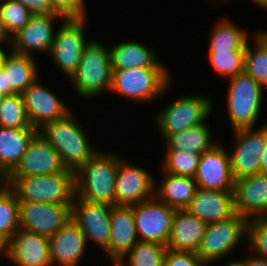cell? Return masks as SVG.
Listing matches in <instances>:
<instances>
[{
	"instance_id": "obj_1",
	"label": "cell",
	"mask_w": 267,
	"mask_h": 266,
	"mask_svg": "<svg viewBox=\"0 0 267 266\" xmlns=\"http://www.w3.org/2000/svg\"><path fill=\"white\" fill-rule=\"evenodd\" d=\"M119 157L96 152L74 172L75 195L83 200L115 205Z\"/></svg>"
},
{
	"instance_id": "obj_2",
	"label": "cell",
	"mask_w": 267,
	"mask_h": 266,
	"mask_svg": "<svg viewBox=\"0 0 267 266\" xmlns=\"http://www.w3.org/2000/svg\"><path fill=\"white\" fill-rule=\"evenodd\" d=\"M2 183L16 193L19 202L72 204L75 196L74 171L5 177Z\"/></svg>"
},
{
	"instance_id": "obj_3",
	"label": "cell",
	"mask_w": 267,
	"mask_h": 266,
	"mask_svg": "<svg viewBox=\"0 0 267 266\" xmlns=\"http://www.w3.org/2000/svg\"><path fill=\"white\" fill-rule=\"evenodd\" d=\"M74 118L69 112L64 118L47 122L38 132L58 152L66 169L75 172L97 150L89 145L85 132Z\"/></svg>"
},
{
	"instance_id": "obj_4",
	"label": "cell",
	"mask_w": 267,
	"mask_h": 266,
	"mask_svg": "<svg viewBox=\"0 0 267 266\" xmlns=\"http://www.w3.org/2000/svg\"><path fill=\"white\" fill-rule=\"evenodd\" d=\"M112 93L138 102H150L168 89L170 78L165 67H136L112 70Z\"/></svg>"
},
{
	"instance_id": "obj_5",
	"label": "cell",
	"mask_w": 267,
	"mask_h": 266,
	"mask_svg": "<svg viewBox=\"0 0 267 266\" xmlns=\"http://www.w3.org/2000/svg\"><path fill=\"white\" fill-rule=\"evenodd\" d=\"M113 71L109 50L95 41L87 42L76 72L70 80L83 97H94L112 88Z\"/></svg>"
},
{
	"instance_id": "obj_6",
	"label": "cell",
	"mask_w": 267,
	"mask_h": 266,
	"mask_svg": "<svg viewBox=\"0 0 267 266\" xmlns=\"http://www.w3.org/2000/svg\"><path fill=\"white\" fill-rule=\"evenodd\" d=\"M229 80L226 104L233 130L254 128L261 111L263 87L245 72Z\"/></svg>"
},
{
	"instance_id": "obj_7",
	"label": "cell",
	"mask_w": 267,
	"mask_h": 266,
	"mask_svg": "<svg viewBox=\"0 0 267 266\" xmlns=\"http://www.w3.org/2000/svg\"><path fill=\"white\" fill-rule=\"evenodd\" d=\"M212 111V105L203 95H190L173 101L155 117L162 138L182 132L203 123Z\"/></svg>"
},
{
	"instance_id": "obj_8",
	"label": "cell",
	"mask_w": 267,
	"mask_h": 266,
	"mask_svg": "<svg viewBox=\"0 0 267 266\" xmlns=\"http://www.w3.org/2000/svg\"><path fill=\"white\" fill-rule=\"evenodd\" d=\"M139 241L155 242L167 246L176 209L164 202L151 199L132 205Z\"/></svg>"
},
{
	"instance_id": "obj_9",
	"label": "cell",
	"mask_w": 267,
	"mask_h": 266,
	"mask_svg": "<svg viewBox=\"0 0 267 266\" xmlns=\"http://www.w3.org/2000/svg\"><path fill=\"white\" fill-rule=\"evenodd\" d=\"M247 234V220L237 213L227 220L207 224L205 234L196 255L211 263L233 251Z\"/></svg>"
},
{
	"instance_id": "obj_10",
	"label": "cell",
	"mask_w": 267,
	"mask_h": 266,
	"mask_svg": "<svg viewBox=\"0 0 267 266\" xmlns=\"http://www.w3.org/2000/svg\"><path fill=\"white\" fill-rule=\"evenodd\" d=\"M266 124L257 130L248 128L234 131L236 146L234 151L229 152L234 180L261 173L260 159L267 144Z\"/></svg>"
},
{
	"instance_id": "obj_11",
	"label": "cell",
	"mask_w": 267,
	"mask_h": 266,
	"mask_svg": "<svg viewBox=\"0 0 267 266\" xmlns=\"http://www.w3.org/2000/svg\"><path fill=\"white\" fill-rule=\"evenodd\" d=\"M85 18H65L61 27L54 33L49 53L57 66L69 76L76 72L87 43L84 35Z\"/></svg>"
},
{
	"instance_id": "obj_12",
	"label": "cell",
	"mask_w": 267,
	"mask_h": 266,
	"mask_svg": "<svg viewBox=\"0 0 267 266\" xmlns=\"http://www.w3.org/2000/svg\"><path fill=\"white\" fill-rule=\"evenodd\" d=\"M71 205L19 202L20 229L50 238L72 219Z\"/></svg>"
},
{
	"instance_id": "obj_13",
	"label": "cell",
	"mask_w": 267,
	"mask_h": 266,
	"mask_svg": "<svg viewBox=\"0 0 267 266\" xmlns=\"http://www.w3.org/2000/svg\"><path fill=\"white\" fill-rule=\"evenodd\" d=\"M112 207V205L89 202L76 195L71 205L72 220L80 227L86 241L90 239L104 250L109 246L110 241Z\"/></svg>"
},
{
	"instance_id": "obj_14",
	"label": "cell",
	"mask_w": 267,
	"mask_h": 266,
	"mask_svg": "<svg viewBox=\"0 0 267 266\" xmlns=\"http://www.w3.org/2000/svg\"><path fill=\"white\" fill-rule=\"evenodd\" d=\"M119 158L115 185V205L132 206L155 196L154 178L141 167ZM149 196V197H148Z\"/></svg>"
},
{
	"instance_id": "obj_15",
	"label": "cell",
	"mask_w": 267,
	"mask_h": 266,
	"mask_svg": "<svg viewBox=\"0 0 267 266\" xmlns=\"http://www.w3.org/2000/svg\"><path fill=\"white\" fill-rule=\"evenodd\" d=\"M72 171L63 165L58 152L38 132L28 144L17 166L6 177H23Z\"/></svg>"
},
{
	"instance_id": "obj_16",
	"label": "cell",
	"mask_w": 267,
	"mask_h": 266,
	"mask_svg": "<svg viewBox=\"0 0 267 266\" xmlns=\"http://www.w3.org/2000/svg\"><path fill=\"white\" fill-rule=\"evenodd\" d=\"M194 179L201 189L233 191L234 178L228 151L216 144L201 154Z\"/></svg>"
},
{
	"instance_id": "obj_17",
	"label": "cell",
	"mask_w": 267,
	"mask_h": 266,
	"mask_svg": "<svg viewBox=\"0 0 267 266\" xmlns=\"http://www.w3.org/2000/svg\"><path fill=\"white\" fill-rule=\"evenodd\" d=\"M36 79L23 93L29 123L40 129L44 124L64 118L70 111L56 95Z\"/></svg>"
},
{
	"instance_id": "obj_18",
	"label": "cell",
	"mask_w": 267,
	"mask_h": 266,
	"mask_svg": "<svg viewBox=\"0 0 267 266\" xmlns=\"http://www.w3.org/2000/svg\"><path fill=\"white\" fill-rule=\"evenodd\" d=\"M58 17L65 19L58 13L32 15L30 21L11 37L12 52L31 57L34 56L32 50L50 52L54 40L52 22Z\"/></svg>"
},
{
	"instance_id": "obj_19",
	"label": "cell",
	"mask_w": 267,
	"mask_h": 266,
	"mask_svg": "<svg viewBox=\"0 0 267 266\" xmlns=\"http://www.w3.org/2000/svg\"><path fill=\"white\" fill-rule=\"evenodd\" d=\"M233 195L238 215L246 220L267 217V173L234 180Z\"/></svg>"
},
{
	"instance_id": "obj_20",
	"label": "cell",
	"mask_w": 267,
	"mask_h": 266,
	"mask_svg": "<svg viewBox=\"0 0 267 266\" xmlns=\"http://www.w3.org/2000/svg\"><path fill=\"white\" fill-rule=\"evenodd\" d=\"M7 257L17 266H52L49 238L19 229L7 242Z\"/></svg>"
},
{
	"instance_id": "obj_21",
	"label": "cell",
	"mask_w": 267,
	"mask_h": 266,
	"mask_svg": "<svg viewBox=\"0 0 267 266\" xmlns=\"http://www.w3.org/2000/svg\"><path fill=\"white\" fill-rule=\"evenodd\" d=\"M186 210L206 224L227 220L236 214L233 191L197 188Z\"/></svg>"
},
{
	"instance_id": "obj_22",
	"label": "cell",
	"mask_w": 267,
	"mask_h": 266,
	"mask_svg": "<svg viewBox=\"0 0 267 266\" xmlns=\"http://www.w3.org/2000/svg\"><path fill=\"white\" fill-rule=\"evenodd\" d=\"M87 242L80 227L72 219L68 221L49 238L52 266H76L86 251Z\"/></svg>"
},
{
	"instance_id": "obj_23",
	"label": "cell",
	"mask_w": 267,
	"mask_h": 266,
	"mask_svg": "<svg viewBox=\"0 0 267 266\" xmlns=\"http://www.w3.org/2000/svg\"><path fill=\"white\" fill-rule=\"evenodd\" d=\"M138 241L132 207L114 205L109 246L104 251L117 263Z\"/></svg>"
},
{
	"instance_id": "obj_24",
	"label": "cell",
	"mask_w": 267,
	"mask_h": 266,
	"mask_svg": "<svg viewBox=\"0 0 267 266\" xmlns=\"http://www.w3.org/2000/svg\"><path fill=\"white\" fill-rule=\"evenodd\" d=\"M207 224L186 209L176 210L167 248L196 253L201 245Z\"/></svg>"
},
{
	"instance_id": "obj_25",
	"label": "cell",
	"mask_w": 267,
	"mask_h": 266,
	"mask_svg": "<svg viewBox=\"0 0 267 266\" xmlns=\"http://www.w3.org/2000/svg\"><path fill=\"white\" fill-rule=\"evenodd\" d=\"M37 133L36 128L0 126V181L17 166L28 144Z\"/></svg>"
},
{
	"instance_id": "obj_26",
	"label": "cell",
	"mask_w": 267,
	"mask_h": 266,
	"mask_svg": "<svg viewBox=\"0 0 267 266\" xmlns=\"http://www.w3.org/2000/svg\"><path fill=\"white\" fill-rule=\"evenodd\" d=\"M7 80V96L22 94L36 79L37 65L34 57L13 53L7 54L2 62Z\"/></svg>"
},
{
	"instance_id": "obj_27",
	"label": "cell",
	"mask_w": 267,
	"mask_h": 266,
	"mask_svg": "<svg viewBox=\"0 0 267 266\" xmlns=\"http://www.w3.org/2000/svg\"><path fill=\"white\" fill-rule=\"evenodd\" d=\"M112 70L138 67H165L158 60L156 53L144 44L137 42H122L109 49Z\"/></svg>"
},
{
	"instance_id": "obj_28",
	"label": "cell",
	"mask_w": 267,
	"mask_h": 266,
	"mask_svg": "<svg viewBox=\"0 0 267 266\" xmlns=\"http://www.w3.org/2000/svg\"><path fill=\"white\" fill-rule=\"evenodd\" d=\"M160 184L159 190H155L156 199L176 210L186 209L198 188L194 178L168 172Z\"/></svg>"
},
{
	"instance_id": "obj_29",
	"label": "cell",
	"mask_w": 267,
	"mask_h": 266,
	"mask_svg": "<svg viewBox=\"0 0 267 266\" xmlns=\"http://www.w3.org/2000/svg\"><path fill=\"white\" fill-rule=\"evenodd\" d=\"M209 128L203 122L182 132L167 134L163 140L167 151H191L203 154L211 150L217 143L211 142Z\"/></svg>"
},
{
	"instance_id": "obj_30",
	"label": "cell",
	"mask_w": 267,
	"mask_h": 266,
	"mask_svg": "<svg viewBox=\"0 0 267 266\" xmlns=\"http://www.w3.org/2000/svg\"><path fill=\"white\" fill-rule=\"evenodd\" d=\"M210 40L209 52L217 51H245L247 33L229 20L216 23Z\"/></svg>"
},
{
	"instance_id": "obj_31",
	"label": "cell",
	"mask_w": 267,
	"mask_h": 266,
	"mask_svg": "<svg viewBox=\"0 0 267 266\" xmlns=\"http://www.w3.org/2000/svg\"><path fill=\"white\" fill-rule=\"evenodd\" d=\"M0 186V238L8 242L20 229L19 200L8 185Z\"/></svg>"
},
{
	"instance_id": "obj_32",
	"label": "cell",
	"mask_w": 267,
	"mask_h": 266,
	"mask_svg": "<svg viewBox=\"0 0 267 266\" xmlns=\"http://www.w3.org/2000/svg\"><path fill=\"white\" fill-rule=\"evenodd\" d=\"M167 246L155 242L138 241L116 266H164ZM128 256V262L124 263Z\"/></svg>"
},
{
	"instance_id": "obj_33",
	"label": "cell",
	"mask_w": 267,
	"mask_h": 266,
	"mask_svg": "<svg viewBox=\"0 0 267 266\" xmlns=\"http://www.w3.org/2000/svg\"><path fill=\"white\" fill-rule=\"evenodd\" d=\"M0 126L8 128H34L30 125L22 94L5 96L0 104Z\"/></svg>"
},
{
	"instance_id": "obj_34",
	"label": "cell",
	"mask_w": 267,
	"mask_h": 266,
	"mask_svg": "<svg viewBox=\"0 0 267 266\" xmlns=\"http://www.w3.org/2000/svg\"><path fill=\"white\" fill-rule=\"evenodd\" d=\"M255 41L253 52L248 41L245 46L244 72L264 87L267 86V47L257 36Z\"/></svg>"
},
{
	"instance_id": "obj_35",
	"label": "cell",
	"mask_w": 267,
	"mask_h": 266,
	"mask_svg": "<svg viewBox=\"0 0 267 266\" xmlns=\"http://www.w3.org/2000/svg\"><path fill=\"white\" fill-rule=\"evenodd\" d=\"M201 154L181 150L167 151L163 163L165 172L173 175L195 177Z\"/></svg>"
},
{
	"instance_id": "obj_36",
	"label": "cell",
	"mask_w": 267,
	"mask_h": 266,
	"mask_svg": "<svg viewBox=\"0 0 267 266\" xmlns=\"http://www.w3.org/2000/svg\"><path fill=\"white\" fill-rule=\"evenodd\" d=\"M1 1V18L7 33L12 37L30 21L33 14L17 0Z\"/></svg>"
},
{
	"instance_id": "obj_37",
	"label": "cell",
	"mask_w": 267,
	"mask_h": 266,
	"mask_svg": "<svg viewBox=\"0 0 267 266\" xmlns=\"http://www.w3.org/2000/svg\"><path fill=\"white\" fill-rule=\"evenodd\" d=\"M213 68L223 76L233 77L244 72L245 51L208 52Z\"/></svg>"
},
{
	"instance_id": "obj_38",
	"label": "cell",
	"mask_w": 267,
	"mask_h": 266,
	"mask_svg": "<svg viewBox=\"0 0 267 266\" xmlns=\"http://www.w3.org/2000/svg\"><path fill=\"white\" fill-rule=\"evenodd\" d=\"M246 237L254 254L267 259V217L247 220Z\"/></svg>"
},
{
	"instance_id": "obj_39",
	"label": "cell",
	"mask_w": 267,
	"mask_h": 266,
	"mask_svg": "<svg viewBox=\"0 0 267 266\" xmlns=\"http://www.w3.org/2000/svg\"><path fill=\"white\" fill-rule=\"evenodd\" d=\"M206 262L202 261L194 252L175 251L167 248L164 266H206Z\"/></svg>"
},
{
	"instance_id": "obj_40",
	"label": "cell",
	"mask_w": 267,
	"mask_h": 266,
	"mask_svg": "<svg viewBox=\"0 0 267 266\" xmlns=\"http://www.w3.org/2000/svg\"><path fill=\"white\" fill-rule=\"evenodd\" d=\"M84 0H51L52 9L64 18H85Z\"/></svg>"
},
{
	"instance_id": "obj_41",
	"label": "cell",
	"mask_w": 267,
	"mask_h": 266,
	"mask_svg": "<svg viewBox=\"0 0 267 266\" xmlns=\"http://www.w3.org/2000/svg\"><path fill=\"white\" fill-rule=\"evenodd\" d=\"M25 6L33 15L55 13L51 0H17Z\"/></svg>"
},
{
	"instance_id": "obj_42",
	"label": "cell",
	"mask_w": 267,
	"mask_h": 266,
	"mask_svg": "<svg viewBox=\"0 0 267 266\" xmlns=\"http://www.w3.org/2000/svg\"><path fill=\"white\" fill-rule=\"evenodd\" d=\"M244 262L245 266H267V259L257 255L248 257Z\"/></svg>"
},
{
	"instance_id": "obj_43",
	"label": "cell",
	"mask_w": 267,
	"mask_h": 266,
	"mask_svg": "<svg viewBox=\"0 0 267 266\" xmlns=\"http://www.w3.org/2000/svg\"><path fill=\"white\" fill-rule=\"evenodd\" d=\"M0 92L7 96V80H6V75L5 72L0 69Z\"/></svg>"
},
{
	"instance_id": "obj_44",
	"label": "cell",
	"mask_w": 267,
	"mask_h": 266,
	"mask_svg": "<svg viewBox=\"0 0 267 266\" xmlns=\"http://www.w3.org/2000/svg\"><path fill=\"white\" fill-rule=\"evenodd\" d=\"M9 36V38H8ZM9 40V42L11 43V36L7 33L5 27H4V24H3V20L1 18V13H0V42L4 43L6 40Z\"/></svg>"
},
{
	"instance_id": "obj_45",
	"label": "cell",
	"mask_w": 267,
	"mask_h": 266,
	"mask_svg": "<svg viewBox=\"0 0 267 266\" xmlns=\"http://www.w3.org/2000/svg\"><path fill=\"white\" fill-rule=\"evenodd\" d=\"M261 173H267V144L261 155Z\"/></svg>"
},
{
	"instance_id": "obj_46",
	"label": "cell",
	"mask_w": 267,
	"mask_h": 266,
	"mask_svg": "<svg viewBox=\"0 0 267 266\" xmlns=\"http://www.w3.org/2000/svg\"><path fill=\"white\" fill-rule=\"evenodd\" d=\"M5 253L7 256V242L0 238V254Z\"/></svg>"
},
{
	"instance_id": "obj_47",
	"label": "cell",
	"mask_w": 267,
	"mask_h": 266,
	"mask_svg": "<svg viewBox=\"0 0 267 266\" xmlns=\"http://www.w3.org/2000/svg\"><path fill=\"white\" fill-rule=\"evenodd\" d=\"M267 47V32H259L256 35Z\"/></svg>"
},
{
	"instance_id": "obj_48",
	"label": "cell",
	"mask_w": 267,
	"mask_h": 266,
	"mask_svg": "<svg viewBox=\"0 0 267 266\" xmlns=\"http://www.w3.org/2000/svg\"><path fill=\"white\" fill-rule=\"evenodd\" d=\"M226 266H245V262L244 261H235V262H230L228 265Z\"/></svg>"
},
{
	"instance_id": "obj_49",
	"label": "cell",
	"mask_w": 267,
	"mask_h": 266,
	"mask_svg": "<svg viewBox=\"0 0 267 266\" xmlns=\"http://www.w3.org/2000/svg\"><path fill=\"white\" fill-rule=\"evenodd\" d=\"M7 55L1 48H0V69L2 68V62L4 57Z\"/></svg>"
},
{
	"instance_id": "obj_50",
	"label": "cell",
	"mask_w": 267,
	"mask_h": 266,
	"mask_svg": "<svg viewBox=\"0 0 267 266\" xmlns=\"http://www.w3.org/2000/svg\"><path fill=\"white\" fill-rule=\"evenodd\" d=\"M253 1H255L261 7L267 2V0H253Z\"/></svg>"
},
{
	"instance_id": "obj_51",
	"label": "cell",
	"mask_w": 267,
	"mask_h": 266,
	"mask_svg": "<svg viewBox=\"0 0 267 266\" xmlns=\"http://www.w3.org/2000/svg\"><path fill=\"white\" fill-rule=\"evenodd\" d=\"M4 97H5V95L0 92V104L3 101Z\"/></svg>"
},
{
	"instance_id": "obj_52",
	"label": "cell",
	"mask_w": 267,
	"mask_h": 266,
	"mask_svg": "<svg viewBox=\"0 0 267 266\" xmlns=\"http://www.w3.org/2000/svg\"><path fill=\"white\" fill-rule=\"evenodd\" d=\"M262 7H265L267 9V2Z\"/></svg>"
}]
</instances>
